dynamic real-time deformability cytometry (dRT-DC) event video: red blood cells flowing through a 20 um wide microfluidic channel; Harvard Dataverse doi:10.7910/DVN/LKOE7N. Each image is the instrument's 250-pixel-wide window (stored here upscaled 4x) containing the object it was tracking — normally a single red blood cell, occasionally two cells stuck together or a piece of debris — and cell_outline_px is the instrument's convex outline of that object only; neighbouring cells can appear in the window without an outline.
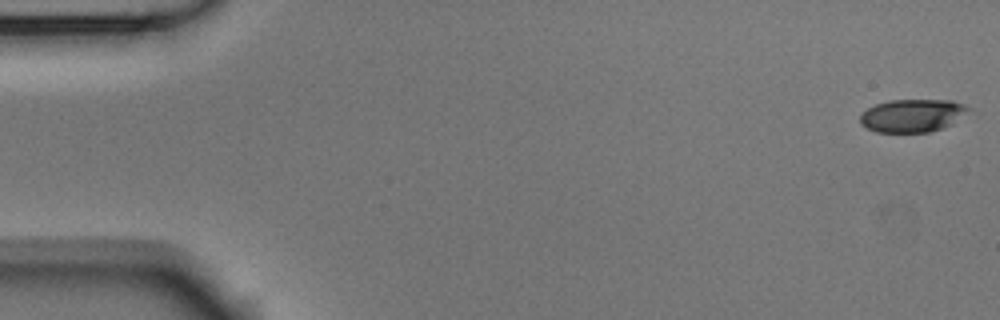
{"species": "Egyptian fruit bat (a non-hibernating species)", "species_latin": "Rousettus aegyptiacus", "temperature_condition": "room temperature", "stored_images_in_passage": 4, "camera_frame_rate_fps": 3000, "um_per_image_px": 0.085, "animal": {"sex": "male"}, "frame": {"image": 1, "passage_image": 1, "time_ms": 0.0, "image_size_px": [1000, 320], "cell_outline_px": [[972, 108], [952, 124], [928, 132], [876, 132], [860, 124], [860, 116], [868, 108], [876, 104], [888, 100], [952, 100], [964, 104]], "centroid_in_image_um": [77.56, 9.81], "position_along_channel_um": 7.4, "area_um2": 20.69}}
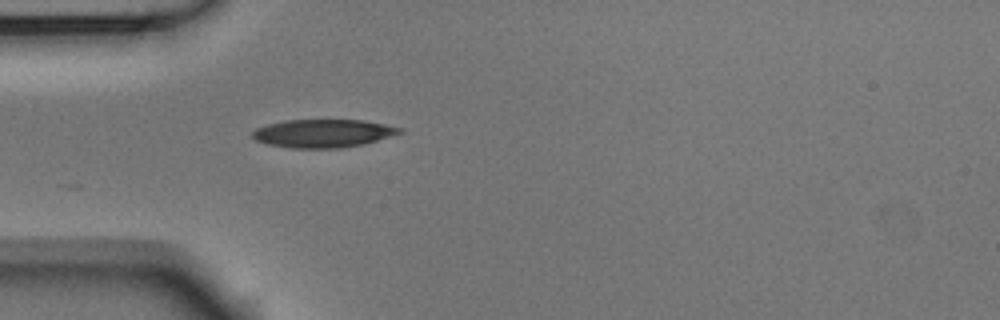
{"frame": {"image": 2, "passage_image": 4, "time_ms": 1.0, "image_size_px": [1000, 320], "cell_outline_px": [[404, 132], [364, 144], [340, 148], [292, 148], [268, 144], [256, 140], [252, 136], [252, 132], [256, 128], [268, 124], [284, 120], [364, 120], [404, 128]], "centroid_in_image_um": [27.48, 11.33], "position_along_channel_um": 57.5, "area_um2": 24.16}}